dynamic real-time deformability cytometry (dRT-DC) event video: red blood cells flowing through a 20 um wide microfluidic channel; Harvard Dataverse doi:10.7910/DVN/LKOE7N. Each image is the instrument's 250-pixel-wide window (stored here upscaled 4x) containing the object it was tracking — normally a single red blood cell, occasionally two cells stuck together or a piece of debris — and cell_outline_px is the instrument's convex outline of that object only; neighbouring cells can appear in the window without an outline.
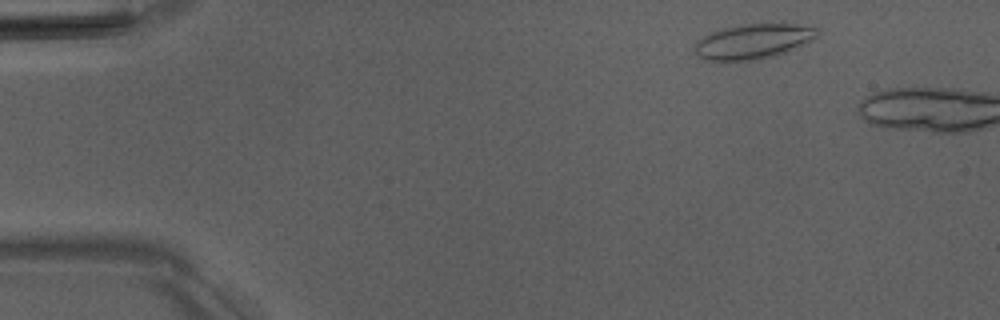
{"species": "Egyptian fruit bat (a non-hibernating species)", "species_latin": "Rousettus aegyptiacus", "temperature_condition": "room temperature", "stored_images_in_passage": 5, "camera_frame_rate_fps": 3000, "um_per_image_px": 0.085, "animal": {"sex": "male"}, "frame": {"image": 1, "passage_image": 3, "time_ms": 0.667, "image_size_px": [1000, 320], "cell_outline_px": [[820, 32], [812, 40], [776, 56], [756, 60], [708, 60], [696, 56], [692, 48], [696, 40], [712, 32], [724, 28], [740, 24], [780, 20], [816, 28]], "centroid_in_image_um": [64.03, 3.47], "position_along_channel_um": 21.0, "area_um2": 25.78}}